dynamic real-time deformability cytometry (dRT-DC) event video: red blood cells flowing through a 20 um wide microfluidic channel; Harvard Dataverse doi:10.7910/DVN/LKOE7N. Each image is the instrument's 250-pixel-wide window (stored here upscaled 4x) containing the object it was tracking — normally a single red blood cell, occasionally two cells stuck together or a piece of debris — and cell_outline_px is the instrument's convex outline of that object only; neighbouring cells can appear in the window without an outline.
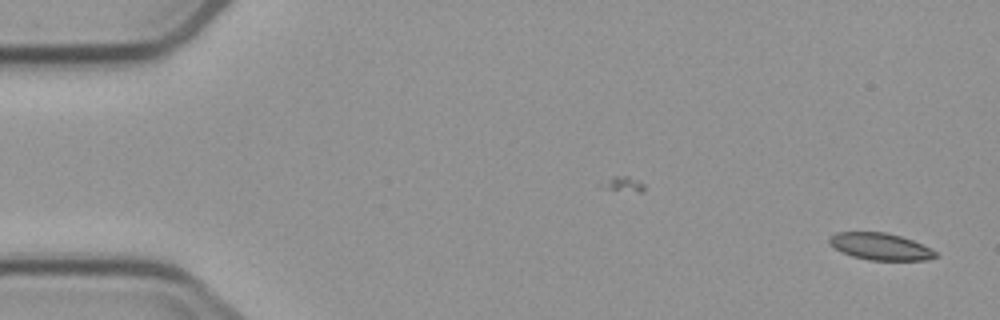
{"species": "common noctule bat (a hibernating species)", "species_latin": "Nyctalus noctula", "temperature_condition": "cold", "stored_images_in_passage": 3, "camera_frame_rate_fps": 3000, "um_per_image_px": 0.085, "animal": {"sex": "male", "body_mass_g": 23.1, "forearm_length_mm": 52.7}, "frame": {"image": 1, "passage_image": 3, "time_ms": 2.333, "image_size_px": [1000, 320], "cell_outline_px": [[940, 256], [924, 260], [868, 260], [852, 256], [840, 252], [828, 240], [828, 236], [836, 232], [884, 232], [900, 236], [912, 240], [932, 248]], "centroid_in_image_um": [74.83, 20.95], "position_along_channel_um": 10.2, "area_um2": 16.7}}